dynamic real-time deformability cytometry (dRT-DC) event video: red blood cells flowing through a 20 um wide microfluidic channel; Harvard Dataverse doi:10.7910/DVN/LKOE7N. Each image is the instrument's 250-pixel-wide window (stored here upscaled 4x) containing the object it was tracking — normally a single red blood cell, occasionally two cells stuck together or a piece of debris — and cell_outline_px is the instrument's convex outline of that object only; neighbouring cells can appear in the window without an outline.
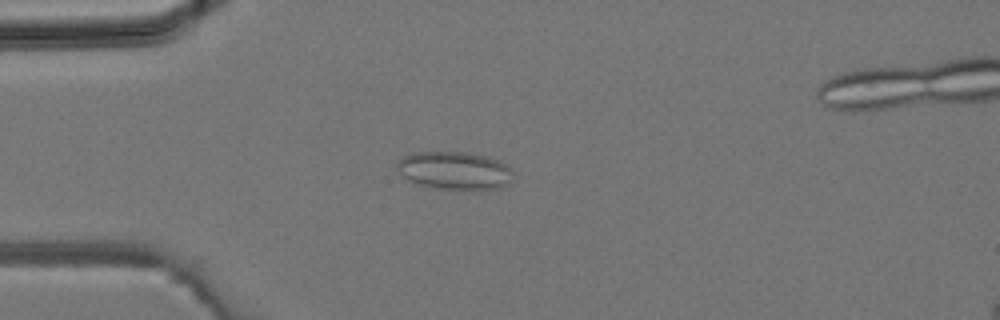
{"species": "common noctule bat (a hibernating species)", "species_latin": "Nyctalus noctula", "temperature_condition": "room temperature", "stored_images_in_passage": 36, "camera_frame_rate_fps": 3000, "um_per_image_px": 0.085, "animal": {"sex": "male", "body_mass_g": 19.2, "forearm_length_mm": 51.8}, "frame": {"image": 1, "passage_image": 5, "time_ms": 1.333, "image_size_px": [1000, 320], "cell_outline_px": [[512, 172], [508, 184], [496, 188], [436, 188], [420, 184], [408, 180], [400, 172], [396, 164], [404, 156], [416, 152], [464, 152], [488, 156], [504, 164]], "centroid_in_image_um": [38.6, 14.47], "position_along_channel_um": 46.4, "area_um2": 24.85}}
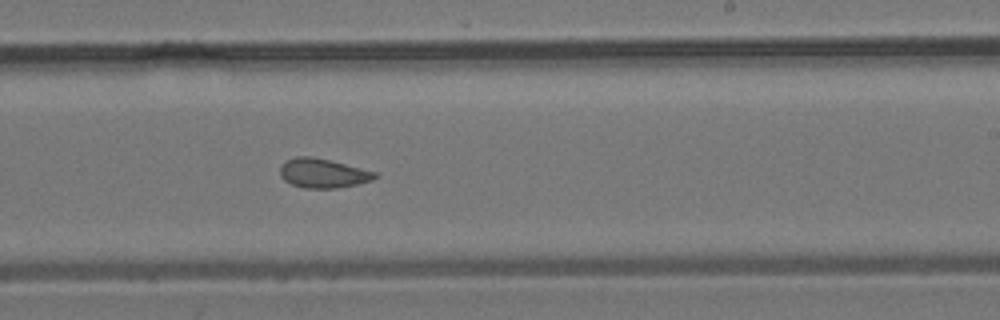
{"frame": {"image": 2, "passage_image": 19, "time_ms": 6.0, "image_size_px": [1000, 320], "cell_outline_px": [[376, 176], [372, 180], [356, 184], [336, 188], [304, 188], [292, 184], [284, 180], [280, 176], [280, 168], [288, 160], [296, 156], [312, 156], [376, 172]], "centroid_in_image_um": [27.42, 14.73], "position_along_channel_um": 261.6, "area_um2": 15.84}}
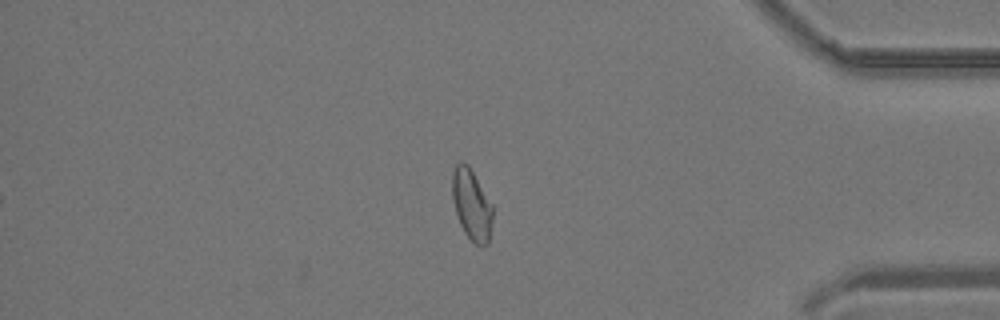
{"frame": {"image": 3, "passage_image": 29, "time_ms": 9.333, "image_size_px": [1000, 320], "cell_outline_px": [[492, 220], [488, 244], [476, 244], [464, 232], [460, 224], [452, 200], [452, 172], [456, 164], [460, 160], [468, 164], [492, 204]], "centroid_in_image_um": [40.07, 17.35], "position_along_channel_um": 395.1, "area_um2": 16.53}}